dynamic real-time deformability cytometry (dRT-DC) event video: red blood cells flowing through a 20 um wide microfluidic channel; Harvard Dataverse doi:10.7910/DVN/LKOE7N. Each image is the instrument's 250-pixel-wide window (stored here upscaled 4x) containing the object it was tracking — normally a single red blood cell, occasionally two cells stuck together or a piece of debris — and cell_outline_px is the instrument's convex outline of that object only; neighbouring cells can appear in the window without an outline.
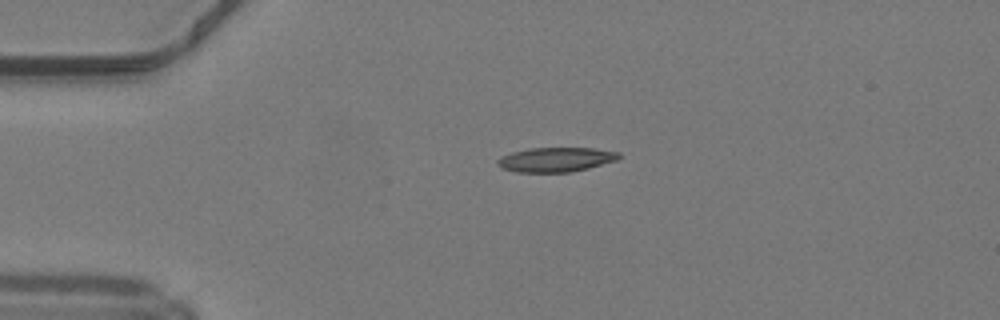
{"species": "common noctule bat (a hibernating species)", "species_latin": "Nyctalus noctula", "temperature_condition": "warm", "stored_images_in_passage": 38, "camera_frame_rate_fps": 3000, "um_per_image_px": 0.085, "animal": {"sex": "male", "body_mass_g": 19.2, "forearm_length_mm": 51.8}, "frame": {"image": 1, "passage_image": 1, "time_ms": 0.0, "image_size_px": [1000, 320], "cell_outline_px": [[620, 156], [616, 160], [588, 168], [568, 172], [516, 172], [500, 168], [496, 164], [496, 160], [500, 156], [512, 152], [528, 148], [592, 148], [620, 152]], "centroid_in_image_um": [47.18, 13.56], "position_along_channel_um": 37.8, "area_um2": 17.34}}
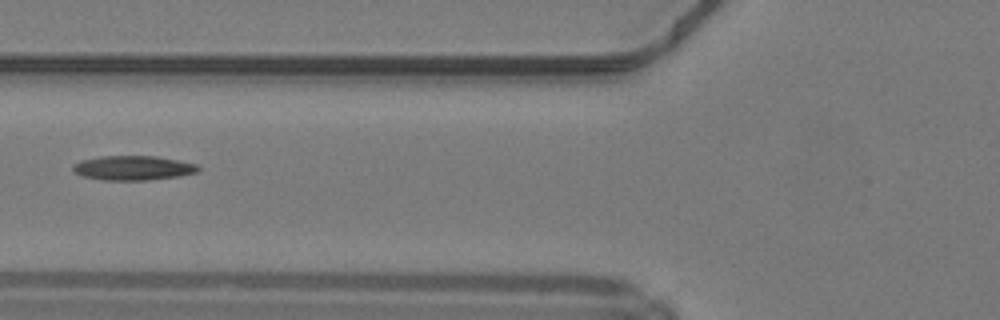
{"frame": {"image": 2, "passage_image": 9, "time_ms": 2.667, "image_size_px": [1000, 320], "cell_outline_px": [[200, 168], [196, 172], [180, 176], [144, 180], [104, 180], [80, 176], [72, 172], [72, 164], [80, 160], [100, 156], [156, 156], [196, 164]], "centroid_in_image_um": [11.23, 14.27], "position_along_channel_um": 114.6, "area_um2": 17.92}}
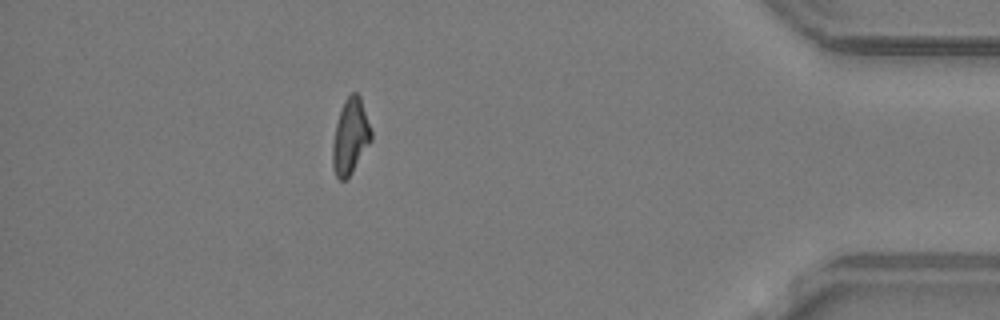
{"frame": {"image": 3, "passage_image": 33, "time_ms": 10.667, "image_size_px": [1000, 320], "cell_outline_px": [[372, 140], [352, 172], [344, 180], [340, 180], [336, 176], [332, 168], [332, 144], [336, 124], [340, 108], [344, 100], [352, 92], [356, 92], [360, 96], [372, 132]], "centroid_in_image_um": [29.77, 11.59], "position_along_channel_um": 405.4, "area_um2": 16.99}}